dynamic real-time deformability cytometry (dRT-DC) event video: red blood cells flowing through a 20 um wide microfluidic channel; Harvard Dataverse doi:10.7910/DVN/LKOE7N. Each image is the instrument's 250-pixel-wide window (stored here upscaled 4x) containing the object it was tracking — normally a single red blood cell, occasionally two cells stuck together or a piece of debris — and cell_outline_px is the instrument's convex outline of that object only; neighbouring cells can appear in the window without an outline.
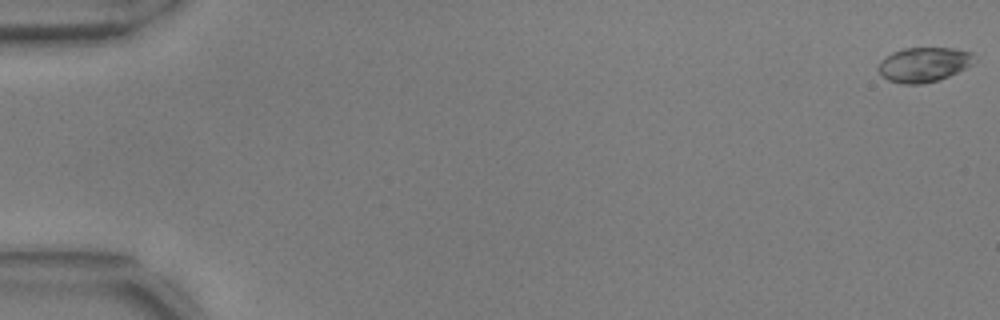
{"species": "common noctule bat (a hibernating species)", "species_latin": "Nyctalus noctula", "temperature_condition": "warm", "stored_images_in_passage": 55, "camera_frame_rate_fps": 3000, "um_per_image_px": 0.085, "animal": {"sex": "male", "body_mass_g": 17.9, "forearm_length_mm": 54.2}, "frame": {"image": 1, "passage_image": 1, "time_ms": 0.0, "image_size_px": [1000, 320], "cell_outline_px": [[976, 60], [972, 64], [948, 76], [936, 80], [920, 84], [900, 84], [888, 80], [876, 68], [880, 60], [884, 56], [892, 52], [904, 48], [952, 48], [972, 52]], "centroid_in_image_um": [78.49, 5.47], "position_along_channel_um": 6.5, "area_um2": 19.36}}
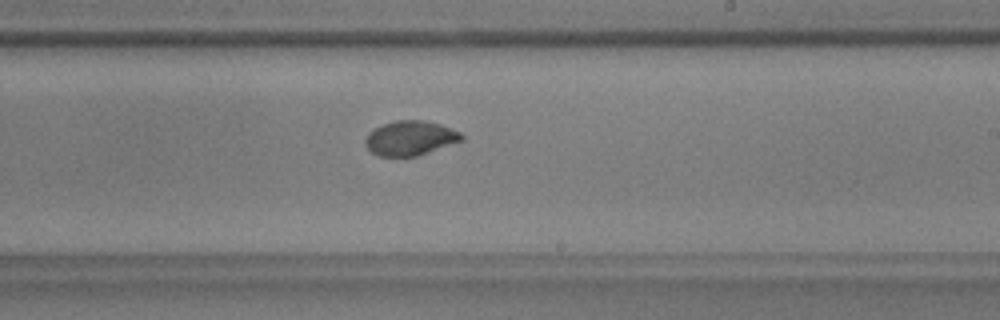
{"frame": {"image": 2, "passage_image": 34, "time_ms": 11.0, "image_size_px": [1000, 320], "cell_outline_px": [[464, 140], [416, 156], [380, 156], [372, 152], [364, 144], [364, 140], [368, 132], [384, 124], [396, 120], [424, 120], [440, 124], [460, 132], [464, 136]], "centroid_in_image_um": [34.87, 11.73], "position_along_channel_um": 254.1, "area_um2": 19.31}}
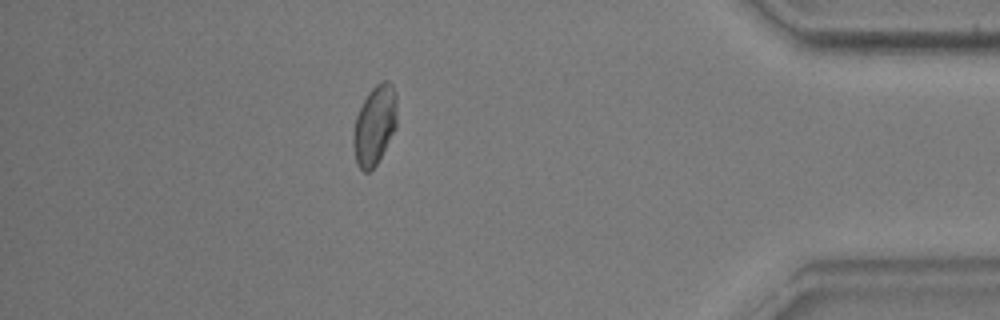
{"frame": {"image": 3, "passage_image": 49, "time_ms": 16.0, "image_size_px": [1000, 320], "cell_outline_px": [[396, 128], [376, 164], [368, 172], [364, 172], [356, 164], [352, 144], [352, 132], [356, 116], [368, 92], [380, 80], [388, 80], [392, 84], [396, 92]], "centroid_in_image_um": [31.83, 10.62], "position_along_channel_um": 403.4, "area_um2": 20.35}, "authors_computed_cell_mechanics": {"area_um2": 19.5364, "velocity_mm_per_s": 3.7261, "shape_relaxation_time_tau1_ms": 4.4822, "shape_relaxation_time_tau2_ms": null, "deformation_change_tau1": 0.1665, "deformation_change_tau2": null}}